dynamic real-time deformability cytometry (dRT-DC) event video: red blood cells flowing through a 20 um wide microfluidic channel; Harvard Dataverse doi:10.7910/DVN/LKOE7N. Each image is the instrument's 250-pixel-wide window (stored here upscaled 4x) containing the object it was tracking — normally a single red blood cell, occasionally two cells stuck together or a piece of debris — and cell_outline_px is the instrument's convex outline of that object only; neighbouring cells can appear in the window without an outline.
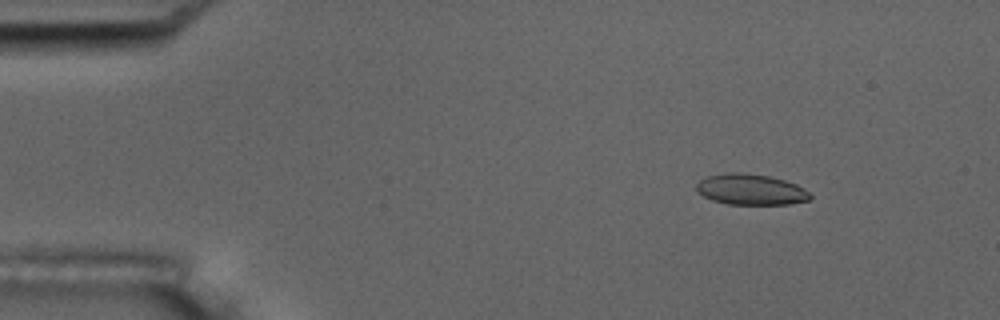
{"species": "common noctule bat (a hibernating species)", "species_latin": "Nyctalus noctula", "temperature_condition": "room temperature", "stored_images_in_passage": 54, "camera_frame_rate_fps": 3000, "um_per_image_px": 0.085, "animal": {"sex": "male", "body_mass_g": 17.5, "forearm_length_mm": 52.3}, "frame": {"image": 1, "passage_image": 7, "time_ms": 2.0, "image_size_px": [1000, 320], "cell_outline_px": [[812, 196], [808, 200], [788, 204], [728, 204], [712, 200], [696, 192], [696, 184], [700, 180], [708, 176], [724, 172], [740, 172], [768, 176], [784, 180], [796, 184], [804, 188]], "centroid_in_image_um": [63.78, 16.1], "position_along_channel_um": 21.2, "area_um2": 20.4}}
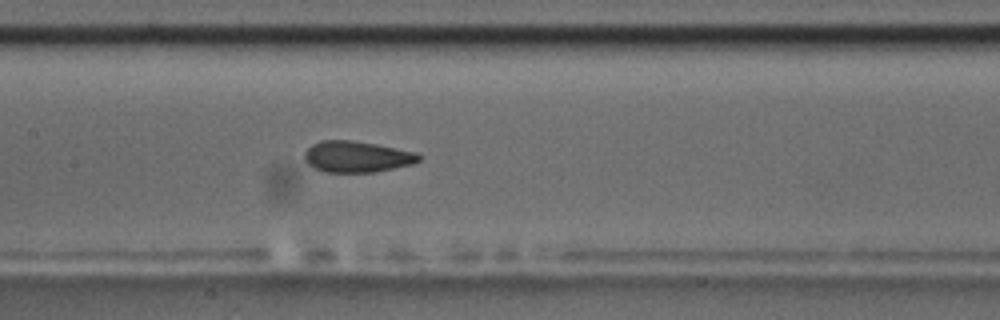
{"frame": {"image": 2, "passage_image": 26, "time_ms": 8.333, "image_size_px": [1000, 320], "cell_outline_px": [[420, 160], [412, 164], [372, 172], [324, 172], [308, 164], [304, 160], [304, 152], [312, 144], [320, 140], [352, 140], [376, 144], [416, 152], [420, 156]], "centroid_in_image_um": [30.3, 13.31], "position_along_channel_um": 177.1, "area_um2": 20.69}, "authors_computed_cell_mechanics": {"area_um2": 20.9814, "velocity_mm_per_s": 3.7691, "shape_relaxation_time_tau1_ms": null, "shape_relaxation_time_tau2_ms": 1.3802, "deformation_change_tau1": null, "deformation_change_tau2": 0.0787}}